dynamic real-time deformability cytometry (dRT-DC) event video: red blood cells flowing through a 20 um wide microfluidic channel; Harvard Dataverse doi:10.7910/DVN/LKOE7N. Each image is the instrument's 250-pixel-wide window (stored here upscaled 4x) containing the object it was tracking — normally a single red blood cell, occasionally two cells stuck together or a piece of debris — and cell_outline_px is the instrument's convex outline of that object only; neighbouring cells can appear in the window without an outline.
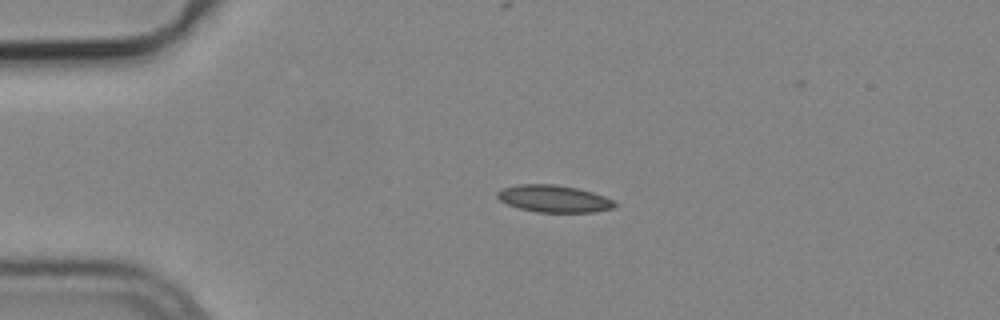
{"species": "common noctule bat (a hibernating species)", "species_latin": "Nyctalus noctula", "temperature_condition": "cold", "stored_images_in_passage": 44, "camera_frame_rate_fps": 3000, "um_per_image_px": 0.085, "animal": {"sex": "male", "body_mass_g": 19.2, "forearm_length_mm": 51.8}, "frame": {"image": 1, "passage_image": 1, "time_ms": 0.0, "image_size_px": [1000, 320], "cell_outline_px": [[620, 204], [616, 208], [592, 212], [536, 212], [520, 208], [508, 204], [500, 200], [496, 196], [496, 192], [500, 188], [516, 184], [556, 184], [576, 188], [592, 192], [616, 200]], "centroid_in_image_um": [47.11, 16.88], "position_along_channel_um": 37.9, "area_um2": 18.84}}
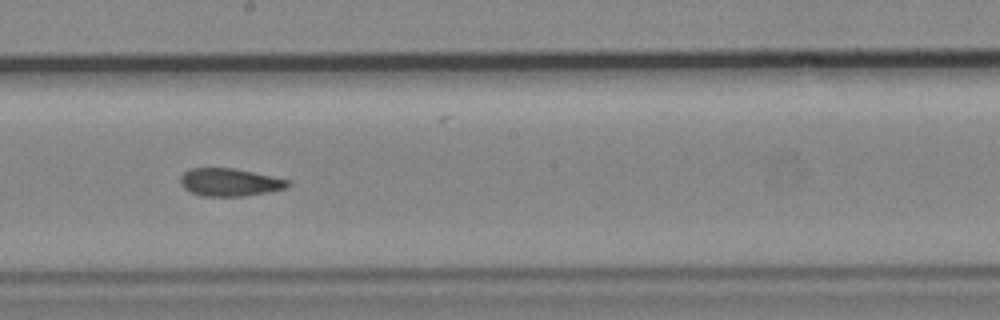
{"frame": {"image": 2, "passage_image": 19, "time_ms": 6.0, "image_size_px": [1000, 320], "cell_outline_px": [[292, 184], [288, 188], [268, 192], [244, 196], [204, 196], [192, 192], [184, 188], [180, 184], [180, 176], [188, 168], [232, 168], [272, 176], [288, 180]], "centroid_in_image_um": [19.53, 15.49], "position_along_channel_um": 228.7, "area_um2": 17.4}}
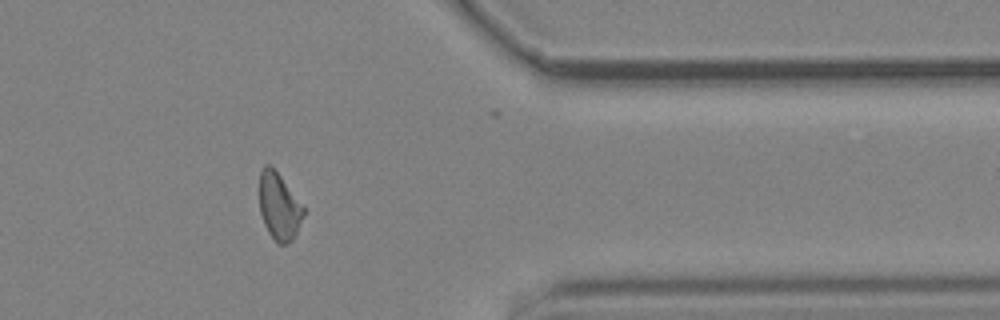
{"frame": {"image": 3, "passage_image": 33, "time_ms": 10.667, "image_size_px": [1000, 320], "cell_outline_px": [[304, 216], [292, 240], [284, 244], [280, 244], [268, 232], [264, 224], [260, 212], [260, 172], [264, 164], [268, 164], [280, 176], [304, 208]], "centroid_in_image_um": [23.71, 17.55], "position_along_channel_um": 387.7, "area_um2": 16.7}, "authors_computed_cell_mechanics": {"area_um2": 17.8024, "velocity_mm_per_s": 3.7702, "shape_relaxation_time_tau1_ms": 9.1947, "shape_relaxation_time_tau2_ms": 4.1379, "deformation_change_tau1": 0.1734, "deformation_change_tau2": 0.1181}}